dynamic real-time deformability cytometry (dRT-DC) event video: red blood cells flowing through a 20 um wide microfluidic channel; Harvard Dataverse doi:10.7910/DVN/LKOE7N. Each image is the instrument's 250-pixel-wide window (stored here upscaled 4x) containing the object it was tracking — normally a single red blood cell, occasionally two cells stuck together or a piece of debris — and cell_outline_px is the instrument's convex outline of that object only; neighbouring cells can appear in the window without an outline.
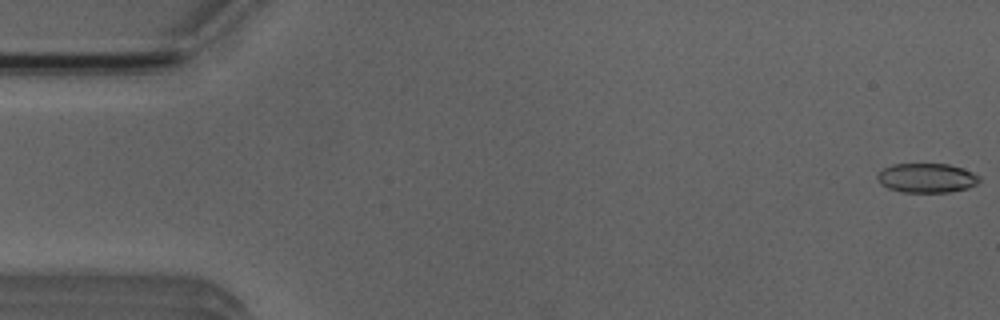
{"species": "Egyptian fruit bat (a non-hibernating species)", "species_latin": "Rousettus aegyptiacus", "temperature_condition": "room temperature", "stored_images_in_passage": 6, "camera_frame_rate_fps": 3000, "um_per_image_px": 0.085, "animal": {"sex": "male"}, "frame": {"image": 1, "passage_image": 1, "time_ms": 0.0, "image_size_px": [1000, 320], "cell_outline_px": [[980, 180], [976, 184], [968, 188], [948, 192], [904, 192], [888, 188], [880, 184], [876, 176], [884, 168], [892, 164], [948, 164], [972, 172], [980, 176]], "centroid_in_image_um": [78.76, 15.13], "position_along_channel_um": 6.2, "area_um2": 17.34}}
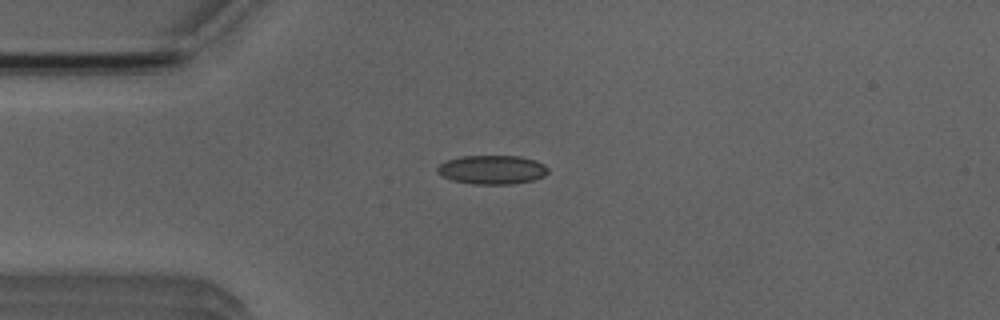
{"frame": {"image": 2, "passage_image": 4, "time_ms": 4.0, "image_size_px": [1000, 320], "cell_outline_px": [[548, 172], [544, 176], [532, 180], [512, 184], [472, 184], [452, 180], [436, 172], [436, 168], [444, 160], [460, 156], [520, 156], [536, 160], [544, 164], [548, 168]], "centroid_in_image_um": [41.81, 14.41], "position_along_channel_um": 43.2, "area_um2": 18.79}}
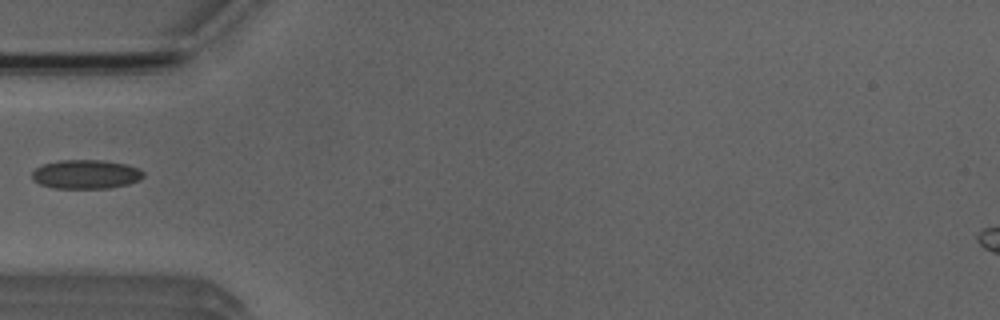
{"frame": {"image": 3, "passage_image": 5, "time_ms": 5.333, "image_size_px": [1000, 320], "cell_outline_px": [[144, 176], [140, 180], [128, 184], [108, 188], [52, 188], [40, 184], [32, 180], [32, 172], [36, 168], [44, 164], [60, 160], [104, 160], [128, 164], [140, 168], [144, 172]], "centroid_in_image_um": [7.33, 14.81], "position_along_channel_um": 77.7, "area_um2": 19.02}}